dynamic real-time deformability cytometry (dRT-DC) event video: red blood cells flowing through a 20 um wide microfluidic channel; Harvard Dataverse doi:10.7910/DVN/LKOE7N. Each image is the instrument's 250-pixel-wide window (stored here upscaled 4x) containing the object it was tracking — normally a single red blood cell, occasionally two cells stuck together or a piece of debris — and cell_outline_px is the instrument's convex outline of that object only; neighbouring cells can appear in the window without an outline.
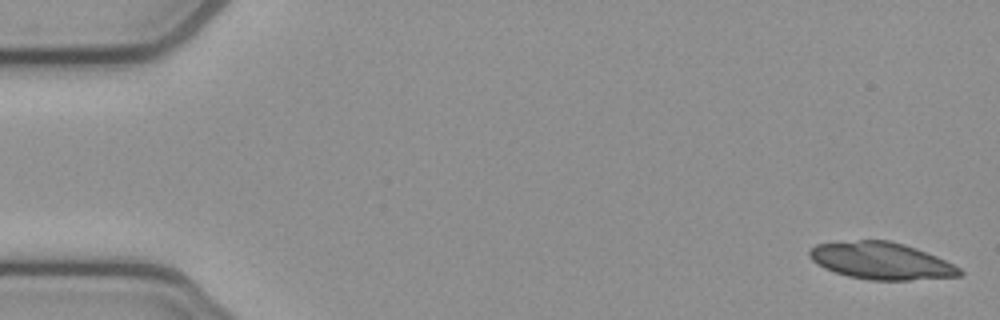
{"species": "common noctule bat (a hibernating species)", "species_latin": "Nyctalus noctula", "temperature_condition": "cold", "stored_images_in_passage": 52, "segment_of_instrument_passage": [1, 2], "camera_frame_rate_fps": 3000, "um_per_image_px": 0.085, "animal": {"sex": "female", "body_mass_g": 21.9}, "frame": {"image": 1, "passage_image": 1, "time_ms": 0.0, "image_size_px": [1000, 320], "cell_outline_px": [[964, 272], [960, 276], [908, 280], [868, 280], [848, 276], [824, 268], [812, 260], [808, 256], [808, 248], [816, 244], [860, 240], [888, 240], [904, 244], [916, 248], [936, 256], [960, 268]], "centroid_in_image_um": [74.88, 22.17], "position_along_channel_um": 10.1, "area_um2": 32.31}}